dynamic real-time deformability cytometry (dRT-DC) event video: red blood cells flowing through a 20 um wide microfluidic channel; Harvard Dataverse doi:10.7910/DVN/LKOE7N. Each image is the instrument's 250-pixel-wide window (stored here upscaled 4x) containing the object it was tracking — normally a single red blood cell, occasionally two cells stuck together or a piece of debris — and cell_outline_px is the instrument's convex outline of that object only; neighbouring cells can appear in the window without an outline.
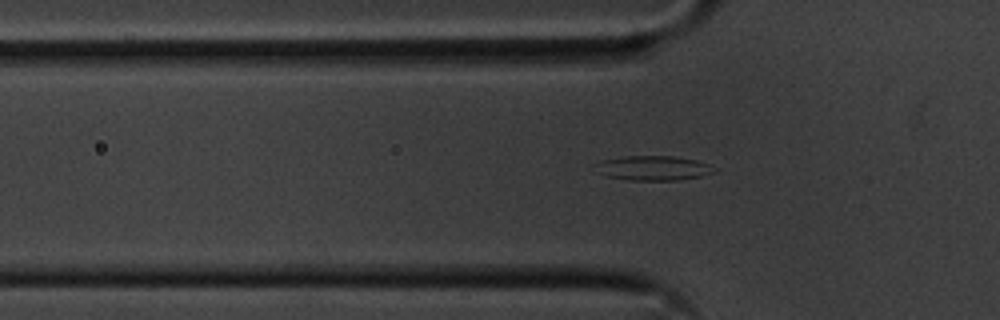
{"species": "common noctule bat (a hibernating species)", "species_latin": "Nyctalus noctula", "temperature_condition": "cold", "stored_images_in_passage": 32, "segment_of_instrument_passage": [1, 2], "camera_frame_rate_fps": 3000, "um_per_image_px": 0.085, "animal": {"sex": "male", "body_mass_g": 20.1, "forearm_length_mm": 53.5}, "frame": {"image": 1, "passage_image": 4, "time_ms": 1.0, "image_size_px": [1000, 320], "cell_outline_px": [[716, 168], [712, 172], [700, 176], [680, 180], [628, 180], [604, 176], [592, 164], [600, 160], [624, 156], [672, 156], [696, 160], [708, 164]], "centroid_in_image_um": [55.46, 14.28], "position_along_channel_um": 70.3, "area_um2": 17.05}}
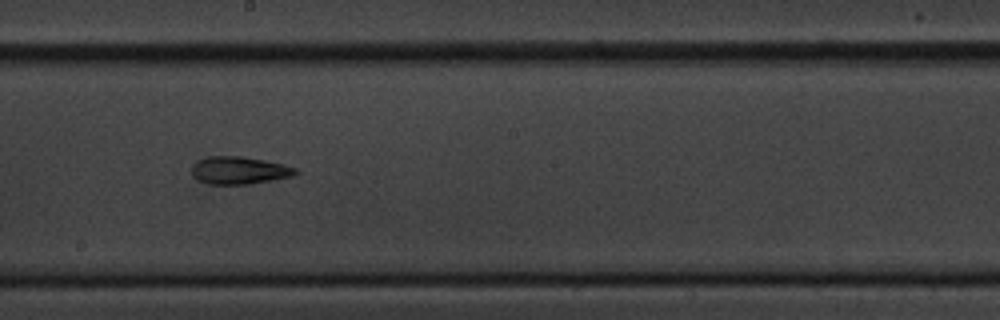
{"frame": {"image": 2, "passage_image": 17, "time_ms": 5.333, "image_size_px": [1000, 320], "cell_outline_px": [[300, 172], [292, 176], [252, 184], [208, 184], [196, 180], [192, 176], [192, 164], [208, 156], [240, 156], [264, 160], [284, 164], [296, 168]], "centroid_in_image_um": [20.33, 14.49], "position_along_channel_um": 227.9, "area_um2": 16.82}}
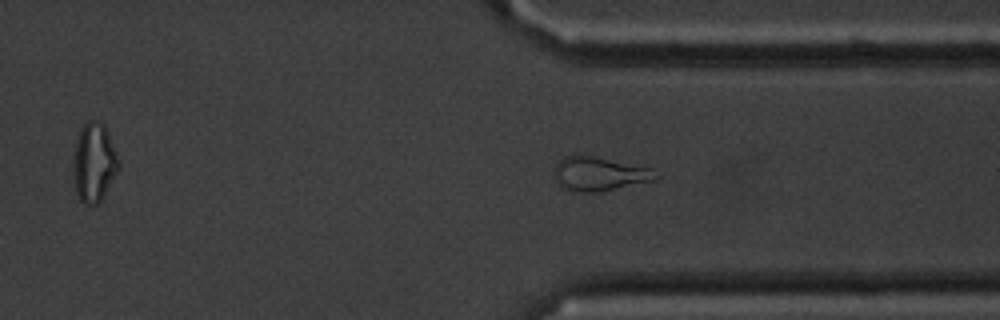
{"frame": {"image": 3, "passage_image": 28, "time_ms": 9.0, "image_size_px": [1000, 320], "cell_outline_px": [[664, 176], [660, 180], [600, 192], [572, 192], [560, 188], [556, 180], [556, 164], [564, 156], [572, 152], [652, 168]], "centroid_in_image_um": [51.01, 14.79], "position_along_channel_um": 360.4, "area_um2": 20.87}}